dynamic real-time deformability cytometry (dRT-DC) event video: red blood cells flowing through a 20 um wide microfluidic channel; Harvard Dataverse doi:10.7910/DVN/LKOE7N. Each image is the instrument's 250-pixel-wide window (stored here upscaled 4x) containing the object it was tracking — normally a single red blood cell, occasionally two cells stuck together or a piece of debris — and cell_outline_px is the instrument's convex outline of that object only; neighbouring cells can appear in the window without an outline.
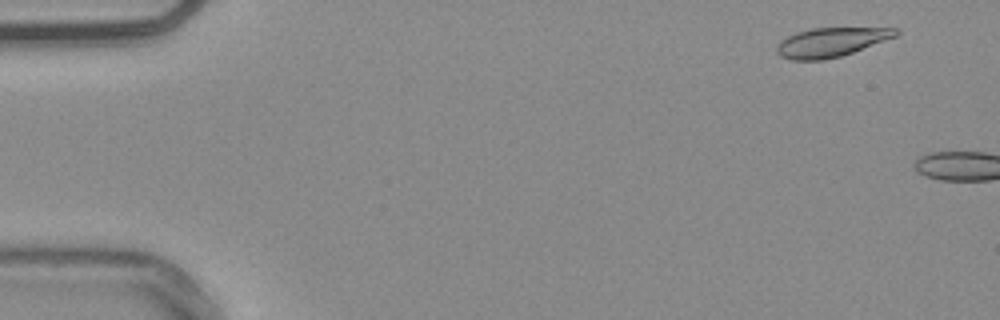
{"species": "common noctule bat (a hibernating species)", "species_latin": "Nyctalus noctula", "temperature_condition": "warm", "stored_images_in_passage": 6, "camera_frame_rate_fps": 3000, "um_per_image_px": 0.085, "animal": {"sex": "male", "body_mass_g": 20.4}, "frame": {"image": 1, "passage_image": 4, "time_ms": 1.0, "image_size_px": [1000, 320], "cell_outline_px": [[900, 32], [896, 36], [852, 52], [840, 56], [824, 60], [792, 60], [780, 56], [776, 52], [776, 44], [780, 40], [796, 32], [812, 28], [900, 28]], "centroid_in_image_um": [70.6, 3.59], "position_along_channel_um": 14.4, "area_um2": 20.17}}